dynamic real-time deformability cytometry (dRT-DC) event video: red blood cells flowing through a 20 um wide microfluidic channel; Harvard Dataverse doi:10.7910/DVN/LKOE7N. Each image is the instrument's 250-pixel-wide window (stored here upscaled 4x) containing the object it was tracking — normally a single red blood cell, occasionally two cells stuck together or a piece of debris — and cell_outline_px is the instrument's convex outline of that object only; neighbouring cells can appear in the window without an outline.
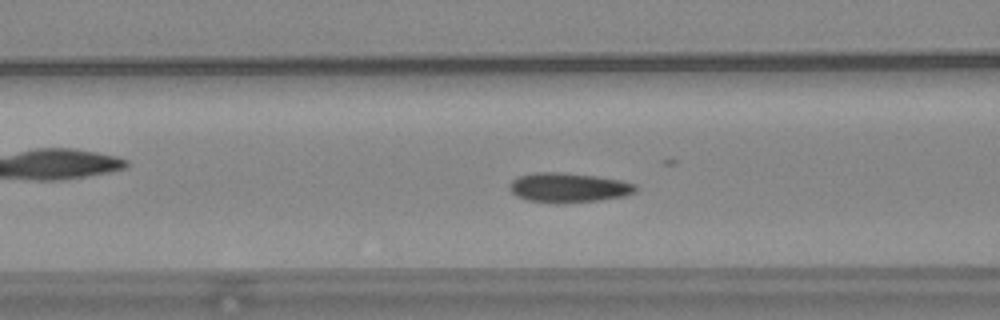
{"species": "common noctule bat (a hibernating species)", "species_latin": "Nyctalus noctula", "temperature_condition": "warm", "stored_images_in_passage": 52, "camera_frame_rate_fps": 3000, "um_per_image_px": 0.085, "animal": {"sex": "female", "body_mass_g": 24.6, "forearm_length_mm": 56.2}, "frame": {"image": 1, "passage_image": 23, "time_ms": 7.333, "image_size_px": [1000, 320], "cell_outline_px": [[636, 192], [624, 196], [600, 200], [564, 204], [528, 200], [516, 196], [508, 188], [508, 184], [516, 176], [536, 172], [560, 172], [596, 176], [620, 180], [636, 184]], "centroid_in_image_um": [48.29, 15.95], "position_along_channel_um": 118.3, "area_um2": 21.96}}
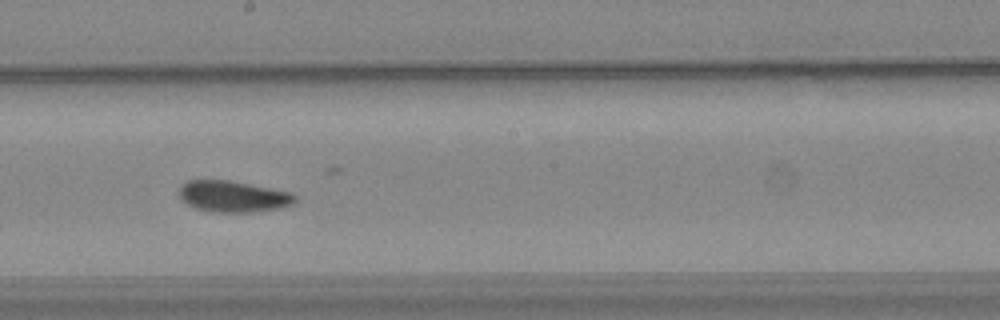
{"frame": {"image": 2, "passage_image": 32, "time_ms": 10.333, "image_size_px": [1000, 320], "cell_outline_px": [[296, 204], [280, 208], [252, 212], [208, 212], [196, 208], [188, 204], [180, 196], [180, 184], [188, 180], [228, 180], [292, 192], [296, 196]], "centroid_in_image_um": [19.85, 16.7], "position_along_channel_um": 228.4, "area_um2": 21.21}}
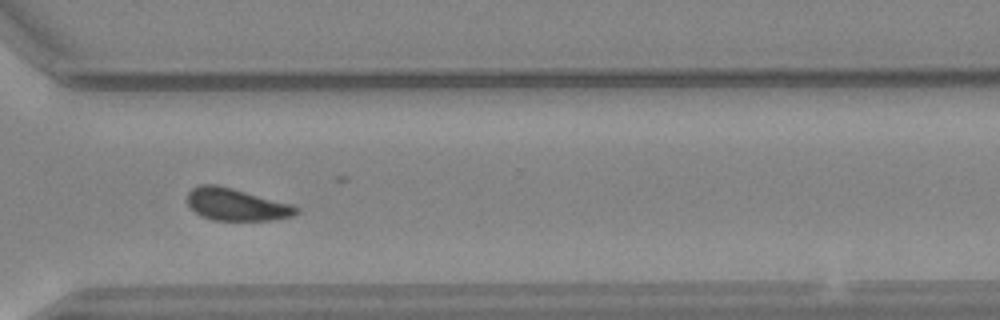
{"frame": {"image": 3, "passage_image": 42, "time_ms": 13.667, "image_size_px": [1000, 320], "cell_outline_px": [[300, 212], [296, 216], [272, 220], [212, 220], [200, 216], [188, 204], [188, 192], [192, 188], [200, 184], [216, 184], [292, 204], [300, 208]], "centroid_in_image_um": [20.12, 17.39], "position_along_channel_um": 350.5, "area_um2": 20.52}}